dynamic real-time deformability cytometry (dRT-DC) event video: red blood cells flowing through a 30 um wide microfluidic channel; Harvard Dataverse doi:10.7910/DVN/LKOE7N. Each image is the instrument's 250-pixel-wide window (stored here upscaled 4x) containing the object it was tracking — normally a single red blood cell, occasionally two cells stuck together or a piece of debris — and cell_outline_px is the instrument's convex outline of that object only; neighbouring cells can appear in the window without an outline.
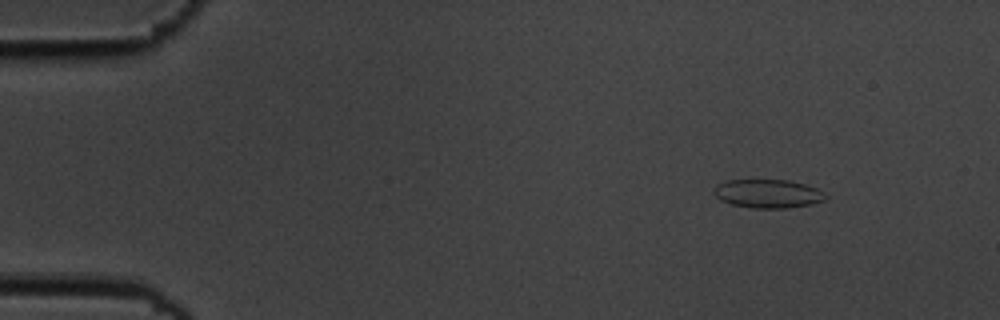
{"species": "common noctule bat (a hibernating species)", "species_latin": "Nyctalus noctula", "temperature_condition": "cold", "stored_images_in_passage": 4, "camera_frame_rate_fps": 3000, "um_per_image_px": 0.085, "animal": {"sex": "male", "body_mass_g": 19.5, "forearm_length_mm": 54.6}, "frame": {"image": 1, "passage_image": 1, "time_ms": 0.0, "image_size_px": [1000, 320], "cell_outline_px": [[828, 196], [824, 200], [812, 204], [788, 208], [752, 208], [732, 204], [720, 200], [712, 192], [716, 184], [724, 180], [788, 180], [804, 184], [816, 188], [824, 192]], "centroid_in_image_um": [65.25, 16.46], "position_along_channel_um": 19.7, "area_um2": 18.73}}
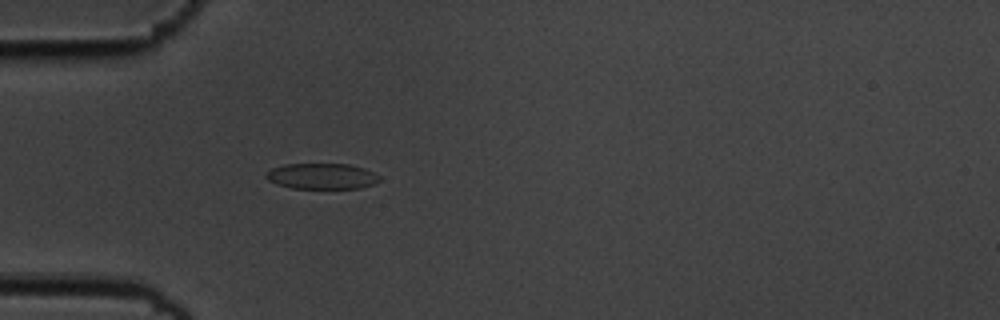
{"frame": {"image": 2, "passage_image": 4, "time_ms": 1.0, "image_size_px": [1000, 320], "cell_outline_px": [[380, 180], [372, 184], [360, 188], [292, 188], [276, 184], [268, 180], [264, 176], [272, 168], [284, 164], [348, 164], [364, 168], [380, 176]], "centroid_in_image_um": [27.34, 14.97], "position_along_channel_um": 57.7, "area_um2": 16.94}}